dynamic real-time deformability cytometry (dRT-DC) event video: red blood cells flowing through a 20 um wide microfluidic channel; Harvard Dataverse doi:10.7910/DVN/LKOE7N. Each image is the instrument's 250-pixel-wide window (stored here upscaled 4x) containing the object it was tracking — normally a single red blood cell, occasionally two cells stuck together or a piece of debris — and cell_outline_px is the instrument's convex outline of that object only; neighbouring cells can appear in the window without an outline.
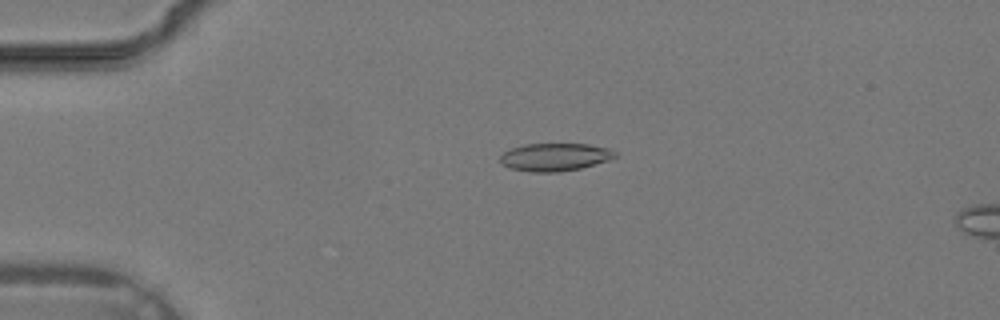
{"species": "common noctule bat (a hibernating species)", "species_latin": "Nyctalus noctula", "temperature_condition": "warm", "stored_images_in_passage": 8, "camera_frame_rate_fps": 3000, "um_per_image_px": 0.085, "animal": {"sex": "male", "body_mass_g": 19.2, "forearm_length_mm": 51.8}, "frame": {"image": 1, "passage_image": 5, "time_ms": 1.333, "image_size_px": [1000, 320], "cell_outline_px": [[616, 156], [608, 160], [580, 168], [560, 172], [532, 172], [512, 168], [500, 164], [500, 156], [504, 152], [512, 148], [524, 144], [588, 144], [608, 148], [616, 152]], "centroid_in_image_um": [47.15, 13.35], "position_along_channel_um": 37.9, "area_um2": 18.5}}